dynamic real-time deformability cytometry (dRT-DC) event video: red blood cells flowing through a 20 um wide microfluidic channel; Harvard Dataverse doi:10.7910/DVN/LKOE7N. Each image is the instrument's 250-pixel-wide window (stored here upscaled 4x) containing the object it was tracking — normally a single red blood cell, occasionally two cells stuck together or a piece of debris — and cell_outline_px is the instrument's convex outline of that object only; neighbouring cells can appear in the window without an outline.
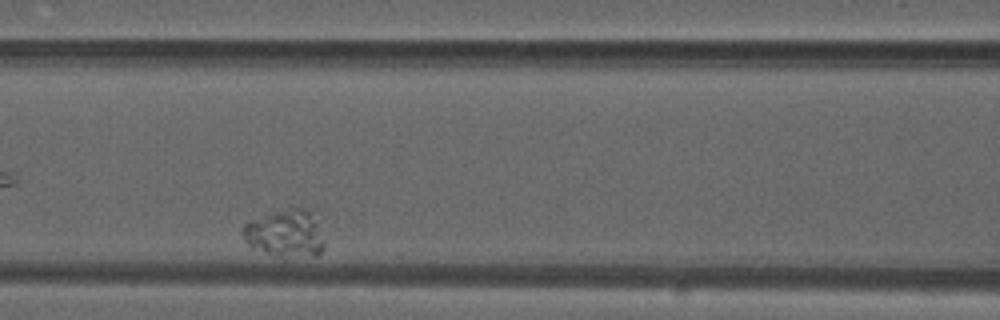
{"species": "common noctule bat (a hibernating species)", "species_latin": "Nyctalus noctula", "temperature_condition": "warm", "stored_images_in_passage": 46, "camera_frame_rate_fps": 3000, "um_per_image_px": 0.085, "animal": {"sex": "male", "forearm_length_mm": 52.5}, "frame": {"image": 1, "passage_image": 24, "time_ms": 7.667, "image_size_px": [1000, 320], "cell_outline_px": [[324, 248], [316, 256], [276, 256], [248, 248], [244, 240], [244, 224], [248, 220], [276, 212], [296, 208], [312, 208], [324, 244]], "centroid_in_image_um": [24.24, 19.85], "position_along_channel_um": 142.4, "area_um2": 22.48}}
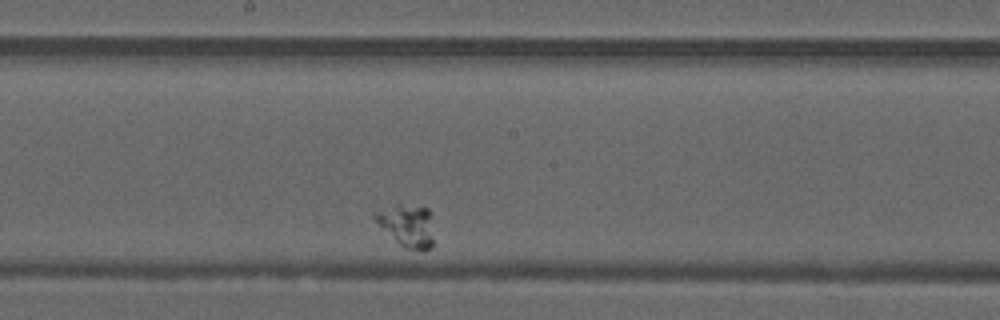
{"frame": {"image": 2, "passage_image": 31, "time_ms": 10.0, "image_size_px": [1000, 320], "cell_outline_px": [[432, 248], [424, 252], [420, 252], [404, 248], [380, 228], [372, 216], [372, 212], [396, 200], [428, 208], [432, 240]], "centroid_in_image_um": [34.51, 19.11], "position_along_channel_um": 213.7, "area_um2": 15.37}}
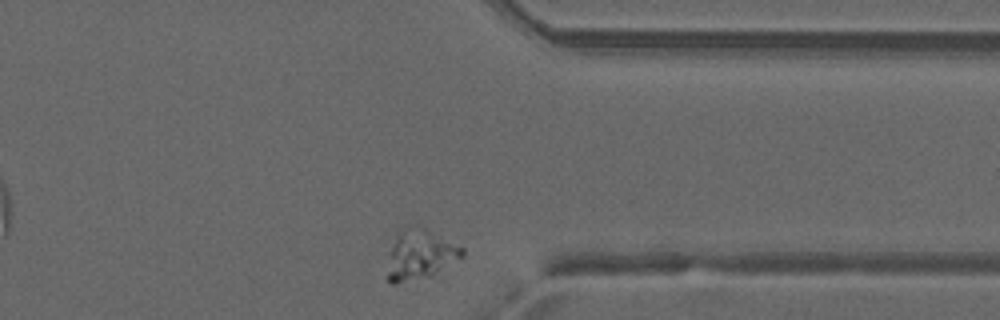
{"frame": {"image": 3, "passage_image": 46, "time_ms": 15.0, "image_size_px": [1000, 320], "cell_outline_px": [[464, 256], [432, 276], [396, 284], [392, 284], [384, 276], [388, 252], [396, 228], [408, 224], [416, 224], [464, 248]], "centroid_in_image_um": [35.59, 21.62], "position_along_channel_um": 375.8, "area_um2": 22.83}}